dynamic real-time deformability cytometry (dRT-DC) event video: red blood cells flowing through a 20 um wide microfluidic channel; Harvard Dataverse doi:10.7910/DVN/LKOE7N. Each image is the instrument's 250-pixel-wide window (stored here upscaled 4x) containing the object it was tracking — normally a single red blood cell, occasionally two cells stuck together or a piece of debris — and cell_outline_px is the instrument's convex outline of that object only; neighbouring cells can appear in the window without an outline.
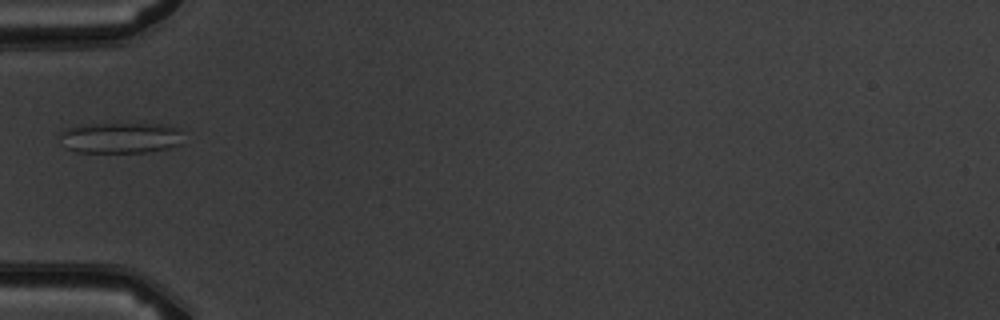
{"species": "common noctule bat (a hibernating species)", "species_latin": "Nyctalus noctula", "temperature_condition": "warm", "stored_images_in_passage": 5, "camera_frame_rate_fps": 3000, "um_per_image_px": 0.085, "animal": {"sex": "male", "body_mass_g": 19.5, "forearm_length_mm": 54.6}, "frame": {"image": 1, "passage_image": 5, "time_ms": 5.333, "image_size_px": [1000, 320], "cell_outline_px": [[180, 144], [168, 148], [144, 152], [76, 152], [64, 148], [60, 136], [64, 128], [96, 124], [168, 124], [180, 128]], "centroid_in_image_um": [10.23, 11.71], "position_along_channel_um": 74.8, "area_um2": 22.08}}